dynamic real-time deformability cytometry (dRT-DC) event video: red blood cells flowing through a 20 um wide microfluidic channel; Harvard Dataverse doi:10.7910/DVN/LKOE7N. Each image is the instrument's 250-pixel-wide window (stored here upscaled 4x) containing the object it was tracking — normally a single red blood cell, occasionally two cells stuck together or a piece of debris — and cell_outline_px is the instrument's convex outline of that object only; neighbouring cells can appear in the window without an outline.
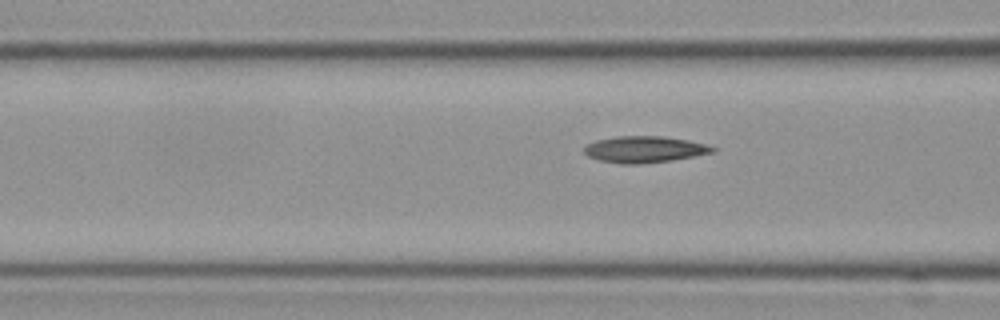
{"species": "Egyptian fruit bat (a non-hibernating species)", "species_latin": "Rousettus aegyptiacus", "temperature_condition": "cold", "stored_images_in_passage": 9, "segment_of_instrument_passage": [2, 2], "camera_frame_rate_fps": 3000, "um_per_image_px": 0.085, "frame": {"image": 1, "passage_image": 9, "time_ms": 2.667, "image_size_px": [1000, 320], "cell_outline_px": [[716, 152], [672, 160], [636, 164], [620, 164], [600, 160], [588, 156], [584, 152], [584, 148], [588, 144], [596, 140], [616, 136], [664, 136], [688, 140], [708, 144], [716, 148]], "centroid_in_image_um": [54.81, 12.69], "position_along_channel_um": 111.8, "area_um2": 19.83}}